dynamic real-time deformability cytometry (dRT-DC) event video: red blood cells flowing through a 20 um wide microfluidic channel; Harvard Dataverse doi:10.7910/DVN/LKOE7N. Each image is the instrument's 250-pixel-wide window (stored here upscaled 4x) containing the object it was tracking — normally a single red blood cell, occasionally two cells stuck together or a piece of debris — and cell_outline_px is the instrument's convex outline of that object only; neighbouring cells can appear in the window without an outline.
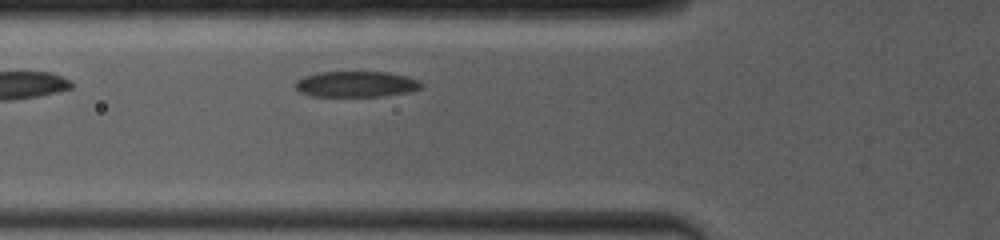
{"species": "common noctule bat (a hibernating species)", "species_latin": "Nyctalus noctula", "temperature_condition": "room temperature", "stored_images_in_passage": 4, "camera_frame_rate_fps": 4000, "um_per_image_px": 0.085, "animal": {"sex": "female", "body_mass_g": 19.0, "forearm_length_mm": 53.3}, "frame": {"image": 1, "passage_image": 4, "time_ms": 1.75, "image_size_px": [1000, 240], "cell_outline_px": [[424, 84], [420, 88], [412, 92], [384, 96], [312, 96], [300, 92], [292, 84], [296, 80], [304, 76], [320, 72], [388, 72], [404, 76], [416, 80]], "centroid_in_image_um": [30.25, 7.16], "position_along_channel_um": 95.6, "area_um2": 19.02}}